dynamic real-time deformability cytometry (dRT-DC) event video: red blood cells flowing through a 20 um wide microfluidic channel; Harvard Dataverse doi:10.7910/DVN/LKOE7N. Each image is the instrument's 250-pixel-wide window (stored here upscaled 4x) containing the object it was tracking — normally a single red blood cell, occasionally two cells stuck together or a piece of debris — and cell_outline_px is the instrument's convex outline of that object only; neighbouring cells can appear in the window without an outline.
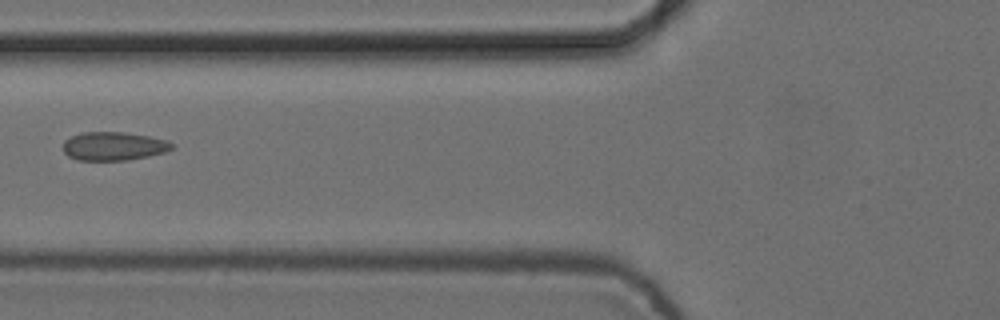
{"species": "common noctule bat (a hibernating species)", "species_latin": "Nyctalus noctula", "temperature_condition": "cold", "stored_images_in_passage": 4, "camera_frame_rate_fps": 3000, "um_per_image_px": 0.085, "animal": {"sex": "female", "body_mass_g": 24.6, "forearm_length_mm": 56.2}, "frame": {"image": 1, "passage_image": 4, "time_ms": 1.0, "image_size_px": [1000, 320], "cell_outline_px": [[176, 144], [172, 148], [164, 152], [148, 156], [128, 160], [76, 160], [68, 156], [64, 152], [64, 140], [72, 136], [84, 132], [124, 132], [148, 136], [168, 140]], "centroid_in_image_um": [9.68, 12.42], "position_along_channel_um": 116.1, "area_um2": 18.09}}